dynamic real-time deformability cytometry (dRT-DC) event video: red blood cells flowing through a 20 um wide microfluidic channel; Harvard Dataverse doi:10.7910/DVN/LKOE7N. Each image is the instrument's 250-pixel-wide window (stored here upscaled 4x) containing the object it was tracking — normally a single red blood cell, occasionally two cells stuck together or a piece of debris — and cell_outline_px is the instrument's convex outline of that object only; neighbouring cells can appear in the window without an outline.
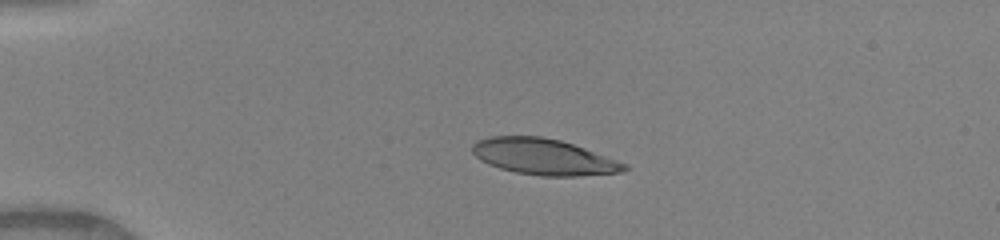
{"species": "human", "species_latin": "Homo sapiens", "temperature_condition": "warm", "stored_images_in_passage": 38, "camera_frame_rate_fps": 3000, "um_per_image_px": 0.085, "donor": {"sex": "female"}, "frame": {"image": 1, "passage_image": 1, "time_ms": 0.0, "image_size_px": [1000, 240], "cell_outline_px": [[628, 168], [624, 172], [576, 176], [540, 176], [516, 172], [500, 168], [488, 164], [480, 160], [472, 152], [472, 144], [476, 140], [488, 136], [540, 136], [560, 140], [584, 148], [628, 164]], "centroid_in_image_um": [46.19, 13.33], "position_along_channel_um": 38.8, "area_um2": 31.96}}
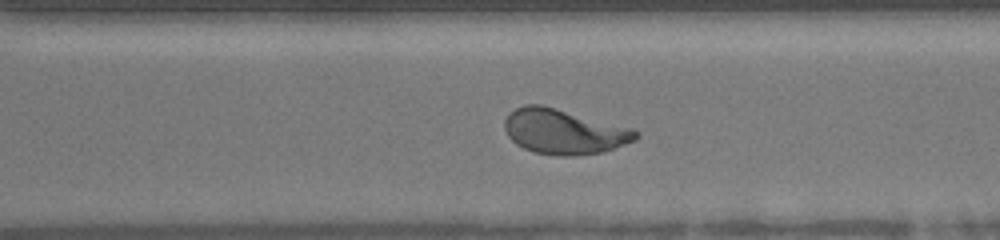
{"frame": {"image": 2, "passage_image": 25, "time_ms": 8.0, "image_size_px": [1000, 240], "cell_outline_px": [[640, 136], [636, 140], [604, 152], [576, 156], [556, 156], [536, 152], [524, 148], [516, 144], [508, 136], [504, 128], [504, 120], [508, 112], [524, 104], [544, 104], [636, 128], [640, 132]], "centroid_in_image_um": [47.98, 11.16], "position_along_channel_um": 322.6, "area_um2": 35.32}}
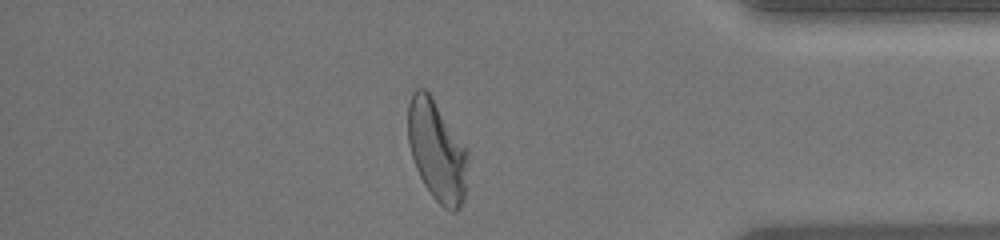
{"frame": {"image": 3, "passage_image": 32, "time_ms": 10.333, "image_size_px": [1000, 240], "cell_outline_px": [[468, 152], [464, 200], [460, 208], [456, 212], [452, 212], [444, 208], [432, 196], [424, 184], [416, 168], [408, 144], [408, 104], [412, 92], [416, 88], [424, 88], [432, 96], [468, 148]], "centroid_in_image_um": [37.15, 12.8], "position_along_channel_um": 398.1, "area_um2": 35.43}, "authors_computed_cell_mechanics": {"area_um2": 33.9575, "velocity_mm_per_s": 4.1201, "shape_relaxation_time_tau1_ms": 4.0343, "shape_relaxation_time_tau2_ms": null, "deformation_change_tau1": 0.1963, "deformation_change_tau2": null}}